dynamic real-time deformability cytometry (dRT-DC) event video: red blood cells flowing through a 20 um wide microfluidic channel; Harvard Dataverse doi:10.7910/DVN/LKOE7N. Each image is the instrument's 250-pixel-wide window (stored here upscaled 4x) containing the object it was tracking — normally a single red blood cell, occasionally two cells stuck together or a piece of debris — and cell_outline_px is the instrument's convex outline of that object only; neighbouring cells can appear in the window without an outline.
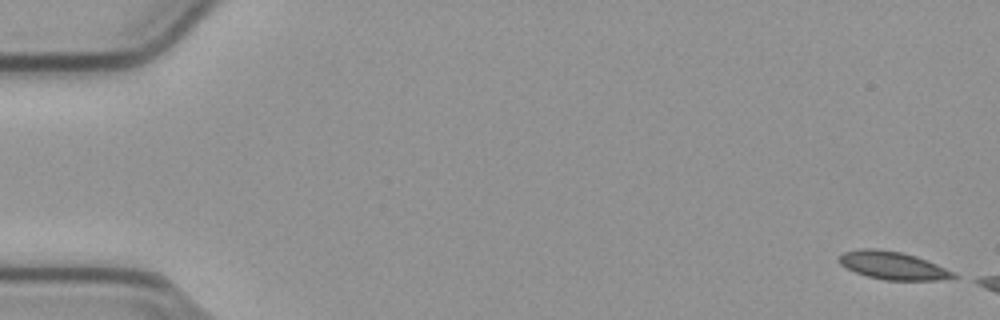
{"species": "common noctule bat (a hibernating species)", "species_latin": "Nyctalus noctula", "temperature_condition": "cold", "stored_images_in_passage": 8, "camera_frame_rate_fps": 3000, "um_per_image_px": 0.085, "animal": {"sex": "male", "body_mass_g": 23.1, "forearm_length_mm": 52.7}, "frame": {"image": 1, "passage_image": 1, "time_ms": 0.0, "image_size_px": [1000, 320], "cell_outline_px": [[956, 276], [936, 280], [884, 280], [868, 276], [856, 272], [840, 264], [840, 256], [844, 252], [860, 248], [876, 248], [900, 252], [916, 256], [936, 264], [952, 272]], "centroid_in_image_um": [75.84, 22.55], "position_along_channel_um": 9.2, "area_um2": 18.15}}